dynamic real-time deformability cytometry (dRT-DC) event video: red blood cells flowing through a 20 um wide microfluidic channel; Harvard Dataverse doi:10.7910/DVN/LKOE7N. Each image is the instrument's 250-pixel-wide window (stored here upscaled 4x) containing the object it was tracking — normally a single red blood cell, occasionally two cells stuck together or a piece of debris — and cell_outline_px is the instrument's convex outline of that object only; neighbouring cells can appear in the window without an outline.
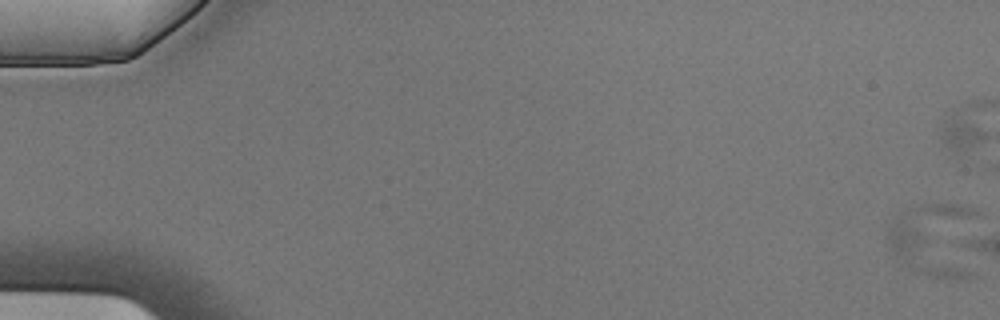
{"species": "Egyptian fruit bat (a non-hibernating species)", "species_latin": "Rousettus aegyptiacus", "temperature_condition": "cold", "stored_images_in_passage": 8, "camera_frame_rate_fps": 3000, "um_per_image_px": 0.085, "animal": {"sex": "male"}, "frame": {"image": 1, "passage_image": 1, "time_ms": 0.0, "image_size_px": [1000, 320], "cell_outline_px": [[976, 276], [932, 276], [920, 272], [892, 252], [888, 240], [888, 228], [896, 216], [900, 212], [924, 204], [952, 204], [972, 208], [976, 212]], "centroid_in_image_um": [79.59, 20.34], "position_along_channel_um": 5.4, "area_um2": 39.42}}